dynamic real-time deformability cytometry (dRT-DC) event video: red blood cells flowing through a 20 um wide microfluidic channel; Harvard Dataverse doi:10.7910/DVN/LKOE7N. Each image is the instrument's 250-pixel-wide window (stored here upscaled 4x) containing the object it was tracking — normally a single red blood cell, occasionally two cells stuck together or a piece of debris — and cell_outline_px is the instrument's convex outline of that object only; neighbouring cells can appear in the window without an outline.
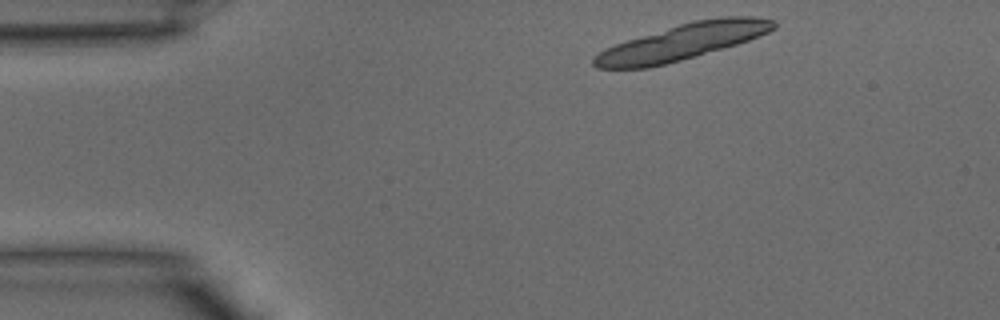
{"species": "common noctule bat (a hibernating species)", "species_latin": "Nyctalus noctula", "temperature_condition": "warm", "stored_images_in_passage": 9, "camera_frame_rate_fps": 3000, "um_per_image_px": 0.085, "animal": {"sex": "male", "body_mass_g": 15.6}, "frame": {"image": 1, "passage_image": 1, "time_ms": 0.0, "image_size_px": [1000, 320], "cell_outline_px": [[776, 28], [760, 36], [736, 44], [696, 56], [648, 68], [596, 68], [592, 64], [592, 60], [600, 52], [616, 44], [628, 40], [680, 24], [696, 20], [720, 16], [752, 16], [776, 20]], "centroid_in_image_um": [58.06, 3.55], "position_along_channel_um": 26.9, "area_um2": 37.11}}